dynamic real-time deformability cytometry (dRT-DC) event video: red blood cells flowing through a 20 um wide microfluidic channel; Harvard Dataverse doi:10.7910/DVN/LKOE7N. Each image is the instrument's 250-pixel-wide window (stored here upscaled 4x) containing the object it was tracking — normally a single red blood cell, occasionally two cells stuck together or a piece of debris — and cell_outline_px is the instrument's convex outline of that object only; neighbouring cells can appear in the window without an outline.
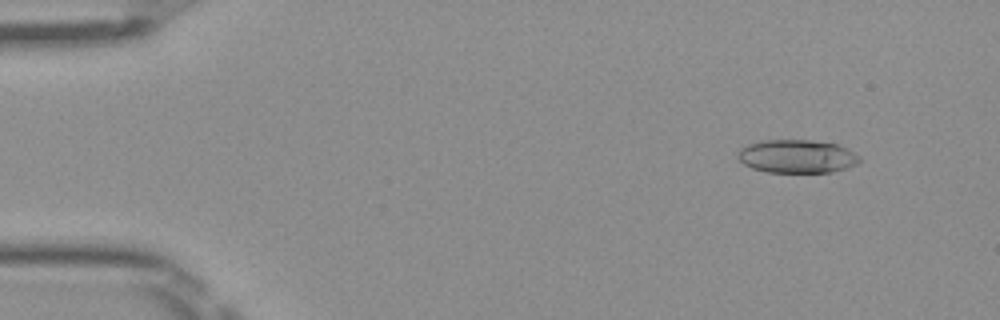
{"species": "Egyptian fruit bat (a non-hibernating species)", "species_latin": "Rousettus aegyptiacus", "temperature_condition": "room temperature", "stored_images_in_passage": 50, "camera_frame_rate_fps": 3000, "um_per_image_px": 0.085, "frame": {"image": 1, "passage_image": 5, "time_ms": 1.333, "image_size_px": [1000, 320], "cell_outline_px": [[860, 160], [856, 164], [848, 168], [832, 172], [768, 172], [752, 168], [744, 164], [736, 156], [740, 148], [748, 144], [764, 140], [808, 140], [836, 144], [848, 148], [860, 156]], "centroid_in_image_um": [67.75, 13.29], "position_along_channel_um": 17.3, "area_um2": 23.64}}
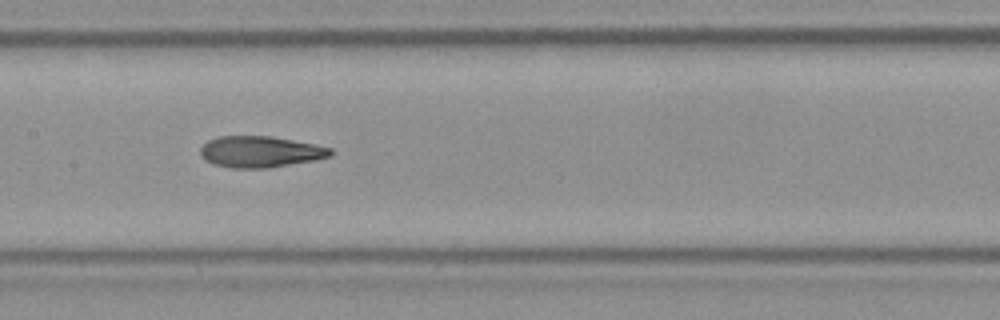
{"frame": {"image": 2, "passage_image": 25, "time_ms": 8.0, "image_size_px": [1000, 320], "cell_outline_px": [[336, 152], [332, 156], [316, 160], [268, 168], [232, 168], [212, 164], [204, 160], [200, 156], [200, 148], [208, 140], [220, 136], [272, 136], [316, 144], [332, 148]], "centroid_in_image_um": [22.16, 12.9], "position_along_channel_um": 185.2, "area_um2": 24.1}}
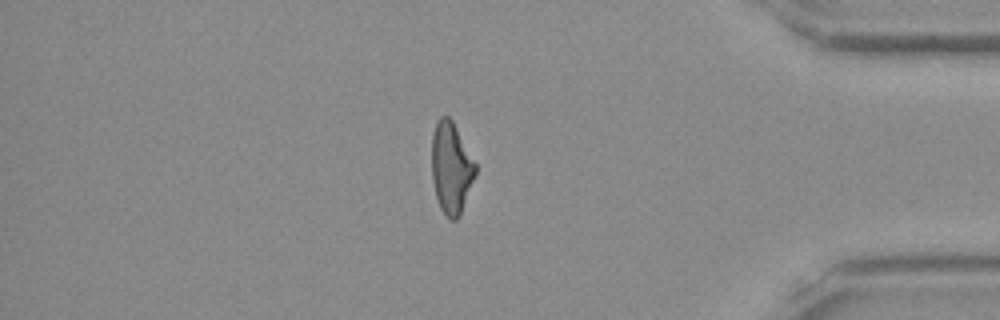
{"frame": {"image": 3, "passage_image": 43, "time_ms": 14.0, "image_size_px": [1000, 320], "cell_outline_px": [[476, 172], [460, 216], [456, 220], [448, 220], [440, 208], [436, 196], [432, 180], [432, 132], [440, 116], [448, 116], [452, 120], [476, 164]], "centroid_in_image_um": [38.34, 14.29], "position_along_channel_um": 396.9, "area_um2": 23.18}, "authors_computed_cell_mechanics": {"area_um2": 23.7269, "velocity_mm_per_s": 4.0469, "shape_relaxation_time_tau1_ms": 8.9776, "shape_relaxation_time_tau2_ms": 3.0255, "deformation_change_tau1": 0.2757, "deformation_change_tau2": 0.1109}}